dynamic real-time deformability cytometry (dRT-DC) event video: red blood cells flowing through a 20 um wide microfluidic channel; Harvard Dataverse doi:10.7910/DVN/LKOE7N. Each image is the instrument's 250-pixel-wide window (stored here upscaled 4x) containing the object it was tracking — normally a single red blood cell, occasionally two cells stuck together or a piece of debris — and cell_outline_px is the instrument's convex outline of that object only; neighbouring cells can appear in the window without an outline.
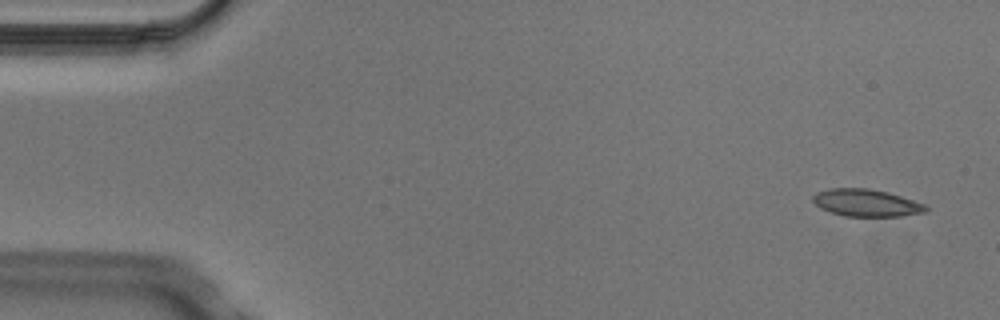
{"species": "Egyptian fruit bat (a non-hibernating species)", "species_latin": "Rousettus aegyptiacus", "temperature_condition": "cold", "stored_images_in_passage": 4, "camera_frame_rate_fps": 3000, "um_per_image_px": 0.085, "animal": {"sex": "male"}, "frame": {"image": 1, "passage_image": 1, "time_ms": 0.0, "image_size_px": [1000, 320], "cell_outline_px": [[928, 212], [900, 216], [844, 216], [820, 208], [812, 200], [812, 196], [816, 192], [828, 188], [868, 188], [888, 192], [924, 204], [928, 208]], "centroid_in_image_um": [73.62, 17.24], "position_along_channel_um": 11.4, "area_um2": 17.92}}
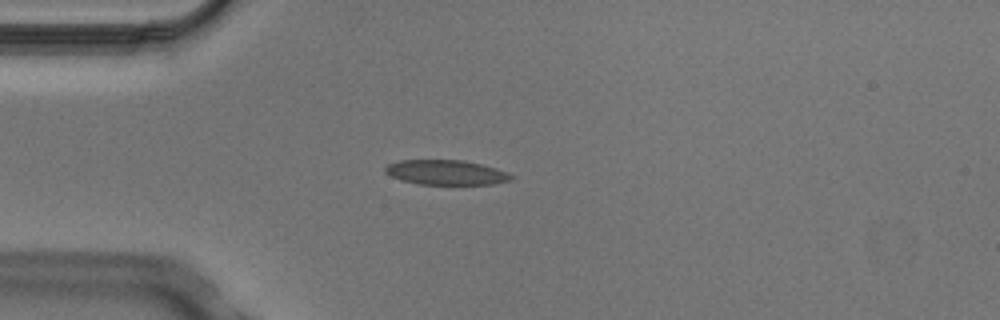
{"frame": {"image": 2, "passage_image": 4, "time_ms": 1.0, "image_size_px": [1000, 320], "cell_outline_px": [[516, 176], [512, 180], [492, 184], [420, 184], [400, 180], [384, 172], [384, 168], [388, 164], [400, 160], [464, 160], [496, 168], [508, 172]], "centroid_in_image_um": [37.94, 14.65], "position_along_channel_um": 47.1, "area_um2": 18.26}}